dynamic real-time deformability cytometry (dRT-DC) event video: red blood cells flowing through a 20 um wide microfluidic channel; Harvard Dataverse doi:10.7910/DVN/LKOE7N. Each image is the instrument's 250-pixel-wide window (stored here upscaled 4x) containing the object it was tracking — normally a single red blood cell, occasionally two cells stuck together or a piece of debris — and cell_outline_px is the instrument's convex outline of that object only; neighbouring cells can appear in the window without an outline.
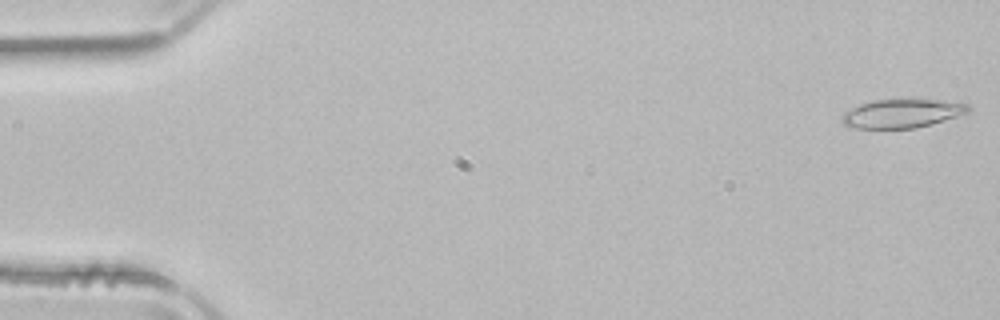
{"species": "common noctule bat (a hibernating species)", "species_latin": "Nyctalus noctula", "temperature_condition": "room temperature", "stored_images_in_passage": 51, "camera_frame_rate_fps": 3000, "um_per_image_px": 0.085, "animal": {"sex": "male", "body_mass_g": 21.5, "forearm_length_mm": 52.0}, "frame": {"image": 1, "passage_image": 1, "time_ms": 0.0, "image_size_px": [1000, 320], "cell_outline_px": [[972, 108], [968, 112], [932, 124], [916, 128], [856, 128], [844, 124], [840, 120], [840, 116], [844, 112], [860, 104], [872, 100], [944, 100], [968, 104]], "centroid_in_image_um": [76.66, 9.64], "position_along_channel_um": 8.3, "area_um2": 20.98}}
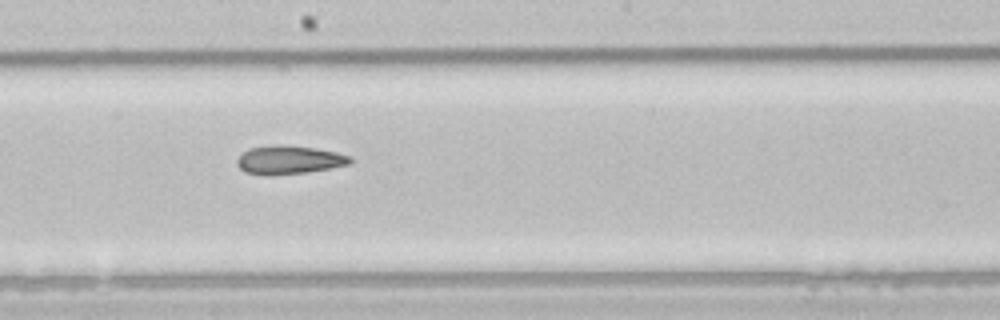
{"frame": {"image": 2, "passage_image": 28, "time_ms": 9.0, "image_size_px": [1000, 320], "cell_outline_px": [[352, 164], [308, 172], [272, 176], [264, 176], [244, 172], [236, 164], [236, 160], [248, 148], [272, 144], [288, 144], [316, 148], [336, 152], [352, 156]], "centroid_in_image_um": [24.56, 13.59], "position_along_channel_um": 223.6, "area_um2": 19.36}}
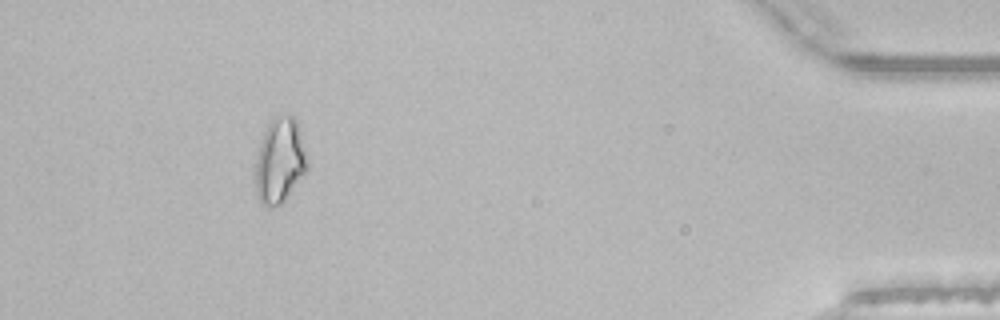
{"frame": {"image": 3, "passage_image": 47, "time_ms": 15.333, "image_size_px": [1000, 320], "cell_outline_px": [[308, 168], [284, 200], [280, 204], [268, 208], [260, 204], [256, 192], [256, 160], [260, 144], [264, 132], [268, 124], [276, 116], [292, 116], [296, 120], [308, 156]], "centroid_in_image_um": [23.79, 13.68], "position_along_channel_um": 411.4, "area_um2": 25.43}}